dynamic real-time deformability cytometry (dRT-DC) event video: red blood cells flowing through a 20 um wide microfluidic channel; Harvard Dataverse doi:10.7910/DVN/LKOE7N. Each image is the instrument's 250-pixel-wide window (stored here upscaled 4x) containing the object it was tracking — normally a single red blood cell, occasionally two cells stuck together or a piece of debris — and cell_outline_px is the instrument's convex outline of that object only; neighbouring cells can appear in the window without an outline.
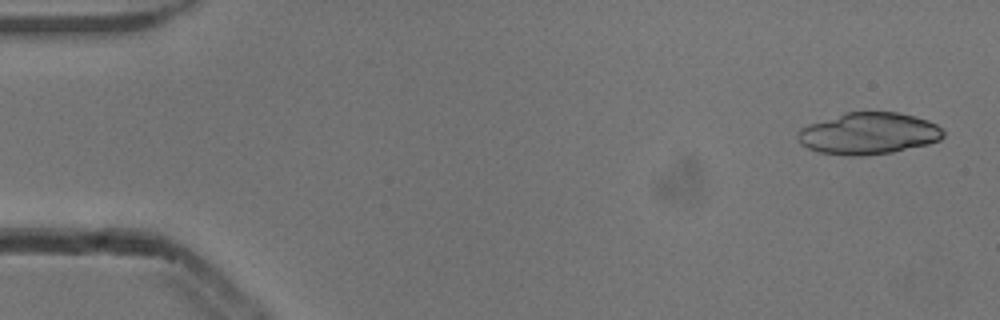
{"species": "common noctule bat (a hibernating species)", "species_latin": "Nyctalus noctula", "temperature_condition": "cold", "stored_images_in_passage": 17, "camera_frame_rate_fps": 3000, "um_per_image_px": 0.085, "animal": {"sex": "male", "body_mass_g": 13.3}, "frame": {"image": 1, "passage_image": 1, "time_ms": 0.0, "image_size_px": [1000, 320], "cell_outline_px": [[944, 136], [940, 140], [928, 144], [892, 152], [864, 156], [848, 156], [820, 152], [808, 148], [800, 144], [796, 140], [796, 132], [800, 128], [808, 124], [844, 112], [896, 112], [928, 120], [936, 124], [944, 132]], "centroid_in_image_um": [73.78, 11.35], "position_along_channel_um": 11.2, "area_um2": 35.6}}